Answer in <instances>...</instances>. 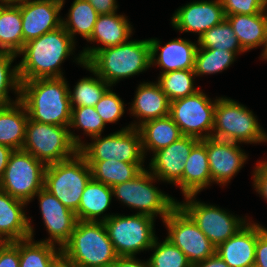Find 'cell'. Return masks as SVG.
I'll list each match as a JSON object with an SVG mask.
<instances>
[{"label": "cell", "instance_id": "obj_1", "mask_svg": "<svg viewBox=\"0 0 267 267\" xmlns=\"http://www.w3.org/2000/svg\"><path fill=\"white\" fill-rule=\"evenodd\" d=\"M64 77L42 78L20 83V102L29 119L40 123L70 126L72 108Z\"/></svg>", "mask_w": 267, "mask_h": 267}, {"label": "cell", "instance_id": "obj_2", "mask_svg": "<svg viewBox=\"0 0 267 267\" xmlns=\"http://www.w3.org/2000/svg\"><path fill=\"white\" fill-rule=\"evenodd\" d=\"M74 38L61 25L38 38L25 43L19 54H24L18 64L20 83L42 78L63 77L60 65L74 49Z\"/></svg>", "mask_w": 267, "mask_h": 267}, {"label": "cell", "instance_id": "obj_3", "mask_svg": "<svg viewBox=\"0 0 267 267\" xmlns=\"http://www.w3.org/2000/svg\"><path fill=\"white\" fill-rule=\"evenodd\" d=\"M61 256L81 267H111L118 258L103 221L78 220Z\"/></svg>", "mask_w": 267, "mask_h": 267}, {"label": "cell", "instance_id": "obj_4", "mask_svg": "<svg viewBox=\"0 0 267 267\" xmlns=\"http://www.w3.org/2000/svg\"><path fill=\"white\" fill-rule=\"evenodd\" d=\"M149 40L126 41L98 50L86 64L110 86L151 66Z\"/></svg>", "mask_w": 267, "mask_h": 267}, {"label": "cell", "instance_id": "obj_5", "mask_svg": "<svg viewBox=\"0 0 267 267\" xmlns=\"http://www.w3.org/2000/svg\"><path fill=\"white\" fill-rule=\"evenodd\" d=\"M67 127L28 119L22 149L46 165L67 160L83 144Z\"/></svg>", "mask_w": 267, "mask_h": 267}, {"label": "cell", "instance_id": "obj_6", "mask_svg": "<svg viewBox=\"0 0 267 267\" xmlns=\"http://www.w3.org/2000/svg\"><path fill=\"white\" fill-rule=\"evenodd\" d=\"M91 178V167L77 152L67 160L47 165L44 188L65 207L76 212L85 186Z\"/></svg>", "mask_w": 267, "mask_h": 267}, {"label": "cell", "instance_id": "obj_7", "mask_svg": "<svg viewBox=\"0 0 267 267\" xmlns=\"http://www.w3.org/2000/svg\"><path fill=\"white\" fill-rule=\"evenodd\" d=\"M213 138L231 142L258 143L267 141L252 111L232 99H216Z\"/></svg>", "mask_w": 267, "mask_h": 267}, {"label": "cell", "instance_id": "obj_8", "mask_svg": "<svg viewBox=\"0 0 267 267\" xmlns=\"http://www.w3.org/2000/svg\"><path fill=\"white\" fill-rule=\"evenodd\" d=\"M100 221H103L118 257H130L150 249L156 238L154 218L148 215H106Z\"/></svg>", "mask_w": 267, "mask_h": 267}, {"label": "cell", "instance_id": "obj_9", "mask_svg": "<svg viewBox=\"0 0 267 267\" xmlns=\"http://www.w3.org/2000/svg\"><path fill=\"white\" fill-rule=\"evenodd\" d=\"M46 167L29 152L14 150L0 180V189L28 203L44 187Z\"/></svg>", "mask_w": 267, "mask_h": 267}, {"label": "cell", "instance_id": "obj_10", "mask_svg": "<svg viewBox=\"0 0 267 267\" xmlns=\"http://www.w3.org/2000/svg\"><path fill=\"white\" fill-rule=\"evenodd\" d=\"M155 179L151 172L144 169L132 180L113 186V195L126 205L139 209L140 214L153 218L160 214L164 220L178 202L154 187L152 181Z\"/></svg>", "mask_w": 267, "mask_h": 267}, {"label": "cell", "instance_id": "obj_11", "mask_svg": "<svg viewBox=\"0 0 267 267\" xmlns=\"http://www.w3.org/2000/svg\"><path fill=\"white\" fill-rule=\"evenodd\" d=\"M95 140L89 145L82 144L78 152L86 161L118 160L127 163H143L142 138L138 128L126 127L118 132Z\"/></svg>", "mask_w": 267, "mask_h": 267}, {"label": "cell", "instance_id": "obj_12", "mask_svg": "<svg viewBox=\"0 0 267 267\" xmlns=\"http://www.w3.org/2000/svg\"><path fill=\"white\" fill-rule=\"evenodd\" d=\"M215 107L216 100L214 103L211 102L198 90L191 96L171 101L169 116L177 124L182 135L202 140L212 136ZM203 131L208 132L202 135Z\"/></svg>", "mask_w": 267, "mask_h": 267}, {"label": "cell", "instance_id": "obj_13", "mask_svg": "<svg viewBox=\"0 0 267 267\" xmlns=\"http://www.w3.org/2000/svg\"><path fill=\"white\" fill-rule=\"evenodd\" d=\"M163 222L169 230L166 239L186 255L192 266L216 253V247L179 205Z\"/></svg>", "mask_w": 267, "mask_h": 267}, {"label": "cell", "instance_id": "obj_14", "mask_svg": "<svg viewBox=\"0 0 267 267\" xmlns=\"http://www.w3.org/2000/svg\"><path fill=\"white\" fill-rule=\"evenodd\" d=\"M195 196H186V203L178 202V205L192 218L216 248L247 225L242 218L230 215L219 207L193 200Z\"/></svg>", "mask_w": 267, "mask_h": 267}, {"label": "cell", "instance_id": "obj_15", "mask_svg": "<svg viewBox=\"0 0 267 267\" xmlns=\"http://www.w3.org/2000/svg\"><path fill=\"white\" fill-rule=\"evenodd\" d=\"M17 5L20 7L25 43L62 25L59 12L64 0H22Z\"/></svg>", "mask_w": 267, "mask_h": 267}, {"label": "cell", "instance_id": "obj_16", "mask_svg": "<svg viewBox=\"0 0 267 267\" xmlns=\"http://www.w3.org/2000/svg\"><path fill=\"white\" fill-rule=\"evenodd\" d=\"M200 140L183 135L169 146L156 152L150 163L152 174L158 180H164L179 185L182 190V175L192 148Z\"/></svg>", "mask_w": 267, "mask_h": 267}, {"label": "cell", "instance_id": "obj_17", "mask_svg": "<svg viewBox=\"0 0 267 267\" xmlns=\"http://www.w3.org/2000/svg\"><path fill=\"white\" fill-rule=\"evenodd\" d=\"M226 18L221 0L197 1L179 8L172 19V26L181 32H195L199 37Z\"/></svg>", "mask_w": 267, "mask_h": 267}, {"label": "cell", "instance_id": "obj_18", "mask_svg": "<svg viewBox=\"0 0 267 267\" xmlns=\"http://www.w3.org/2000/svg\"><path fill=\"white\" fill-rule=\"evenodd\" d=\"M35 195L39 198L42 218L51 237L46 242L52 244L57 242L60 248H62L70 239L71 233L78 221L75 212L65 207L44 187Z\"/></svg>", "mask_w": 267, "mask_h": 267}, {"label": "cell", "instance_id": "obj_19", "mask_svg": "<svg viewBox=\"0 0 267 267\" xmlns=\"http://www.w3.org/2000/svg\"><path fill=\"white\" fill-rule=\"evenodd\" d=\"M206 152L212 182L224 184L240 170L247 155L237 146V142L206 138Z\"/></svg>", "mask_w": 267, "mask_h": 267}, {"label": "cell", "instance_id": "obj_20", "mask_svg": "<svg viewBox=\"0 0 267 267\" xmlns=\"http://www.w3.org/2000/svg\"><path fill=\"white\" fill-rule=\"evenodd\" d=\"M131 29V25L123 15H117L116 12L99 14L91 37L87 41L99 42L104 46L85 48L77 58V62L85 64L98 50L126 42L132 33Z\"/></svg>", "mask_w": 267, "mask_h": 267}, {"label": "cell", "instance_id": "obj_21", "mask_svg": "<svg viewBox=\"0 0 267 267\" xmlns=\"http://www.w3.org/2000/svg\"><path fill=\"white\" fill-rule=\"evenodd\" d=\"M26 204L25 201L12 197L0 189L1 242H15L33 237V228L22 208Z\"/></svg>", "mask_w": 267, "mask_h": 267}, {"label": "cell", "instance_id": "obj_22", "mask_svg": "<svg viewBox=\"0 0 267 267\" xmlns=\"http://www.w3.org/2000/svg\"><path fill=\"white\" fill-rule=\"evenodd\" d=\"M257 242V224L245 225L235 235L216 248V254L229 267H254Z\"/></svg>", "mask_w": 267, "mask_h": 267}, {"label": "cell", "instance_id": "obj_23", "mask_svg": "<svg viewBox=\"0 0 267 267\" xmlns=\"http://www.w3.org/2000/svg\"><path fill=\"white\" fill-rule=\"evenodd\" d=\"M151 48V65L154 63L162 67L163 72L175 70H194L197 45L184 39H175L168 42L161 48V52L156 59L160 43L156 39H149ZM156 61V62H155Z\"/></svg>", "mask_w": 267, "mask_h": 267}, {"label": "cell", "instance_id": "obj_24", "mask_svg": "<svg viewBox=\"0 0 267 267\" xmlns=\"http://www.w3.org/2000/svg\"><path fill=\"white\" fill-rule=\"evenodd\" d=\"M169 109L170 101L158 83H142L137 88L131 107V114L142 118V121L138 126L134 124L130 126L138 128L148 120L168 116Z\"/></svg>", "mask_w": 267, "mask_h": 267}, {"label": "cell", "instance_id": "obj_25", "mask_svg": "<svg viewBox=\"0 0 267 267\" xmlns=\"http://www.w3.org/2000/svg\"><path fill=\"white\" fill-rule=\"evenodd\" d=\"M212 182L206 152V139L200 140L186 160L182 175V192L184 197L196 195Z\"/></svg>", "mask_w": 267, "mask_h": 267}, {"label": "cell", "instance_id": "obj_26", "mask_svg": "<svg viewBox=\"0 0 267 267\" xmlns=\"http://www.w3.org/2000/svg\"><path fill=\"white\" fill-rule=\"evenodd\" d=\"M26 113V108L20 101L8 106H0V144L13 150L22 149L29 119Z\"/></svg>", "mask_w": 267, "mask_h": 267}, {"label": "cell", "instance_id": "obj_27", "mask_svg": "<svg viewBox=\"0 0 267 267\" xmlns=\"http://www.w3.org/2000/svg\"><path fill=\"white\" fill-rule=\"evenodd\" d=\"M226 19L245 51L266 44L267 13L265 11L254 15H229Z\"/></svg>", "mask_w": 267, "mask_h": 267}, {"label": "cell", "instance_id": "obj_28", "mask_svg": "<svg viewBox=\"0 0 267 267\" xmlns=\"http://www.w3.org/2000/svg\"><path fill=\"white\" fill-rule=\"evenodd\" d=\"M138 129L141 133L144 154L145 149L152 150L154 153L183 136L179 127L169 115L148 120L141 124Z\"/></svg>", "mask_w": 267, "mask_h": 267}, {"label": "cell", "instance_id": "obj_29", "mask_svg": "<svg viewBox=\"0 0 267 267\" xmlns=\"http://www.w3.org/2000/svg\"><path fill=\"white\" fill-rule=\"evenodd\" d=\"M112 196L113 190L110 186L91 178L85 186L78 210L75 212L77 219L80 221H100L96 217L108 209Z\"/></svg>", "mask_w": 267, "mask_h": 267}, {"label": "cell", "instance_id": "obj_30", "mask_svg": "<svg viewBox=\"0 0 267 267\" xmlns=\"http://www.w3.org/2000/svg\"><path fill=\"white\" fill-rule=\"evenodd\" d=\"M91 167L92 178L111 188L135 178L145 168L143 163H127L118 160L86 161Z\"/></svg>", "mask_w": 267, "mask_h": 267}, {"label": "cell", "instance_id": "obj_31", "mask_svg": "<svg viewBox=\"0 0 267 267\" xmlns=\"http://www.w3.org/2000/svg\"><path fill=\"white\" fill-rule=\"evenodd\" d=\"M24 45L20 7L6 4L0 11V51L17 55Z\"/></svg>", "mask_w": 267, "mask_h": 267}, {"label": "cell", "instance_id": "obj_32", "mask_svg": "<svg viewBox=\"0 0 267 267\" xmlns=\"http://www.w3.org/2000/svg\"><path fill=\"white\" fill-rule=\"evenodd\" d=\"M32 239L19 240L20 267H52L61 257V248L57 251L52 243Z\"/></svg>", "mask_w": 267, "mask_h": 267}, {"label": "cell", "instance_id": "obj_33", "mask_svg": "<svg viewBox=\"0 0 267 267\" xmlns=\"http://www.w3.org/2000/svg\"><path fill=\"white\" fill-rule=\"evenodd\" d=\"M98 12L86 0H74L62 26L73 38L76 33L88 40L98 19Z\"/></svg>", "mask_w": 267, "mask_h": 267}, {"label": "cell", "instance_id": "obj_34", "mask_svg": "<svg viewBox=\"0 0 267 267\" xmlns=\"http://www.w3.org/2000/svg\"><path fill=\"white\" fill-rule=\"evenodd\" d=\"M198 45L199 48L228 50L235 54L245 52L226 18L198 37Z\"/></svg>", "mask_w": 267, "mask_h": 267}, {"label": "cell", "instance_id": "obj_35", "mask_svg": "<svg viewBox=\"0 0 267 267\" xmlns=\"http://www.w3.org/2000/svg\"><path fill=\"white\" fill-rule=\"evenodd\" d=\"M85 68L93 72L96 78H83L75 86L73 92L69 91L71 107H94L110 86L103 78L99 77L86 63ZM73 93V94H72ZM76 104V105H74Z\"/></svg>", "mask_w": 267, "mask_h": 267}, {"label": "cell", "instance_id": "obj_36", "mask_svg": "<svg viewBox=\"0 0 267 267\" xmlns=\"http://www.w3.org/2000/svg\"><path fill=\"white\" fill-rule=\"evenodd\" d=\"M194 70H175L162 73L158 79L161 90L168 97L169 101L191 96L199 89L194 88Z\"/></svg>", "mask_w": 267, "mask_h": 267}, {"label": "cell", "instance_id": "obj_37", "mask_svg": "<svg viewBox=\"0 0 267 267\" xmlns=\"http://www.w3.org/2000/svg\"><path fill=\"white\" fill-rule=\"evenodd\" d=\"M236 54L228 50L198 48L195 56V76L222 72L235 60Z\"/></svg>", "mask_w": 267, "mask_h": 267}, {"label": "cell", "instance_id": "obj_38", "mask_svg": "<svg viewBox=\"0 0 267 267\" xmlns=\"http://www.w3.org/2000/svg\"><path fill=\"white\" fill-rule=\"evenodd\" d=\"M153 248L155 252L148 260L150 267H193L186 255L168 239L158 243L155 238L150 249Z\"/></svg>", "mask_w": 267, "mask_h": 267}, {"label": "cell", "instance_id": "obj_39", "mask_svg": "<svg viewBox=\"0 0 267 267\" xmlns=\"http://www.w3.org/2000/svg\"><path fill=\"white\" fill-rule=\"evenodd\" d=\"M17 55L0 51V106H8L20 100L18 95L15 102H11L8 96V88L15 89L20 94V80L18 75V65L10 70L11 63Z\"/></svg>", "mask_w": 267, "mask_h": 267}, {"label": "cell", "instance_id": "obj_40", "mask_svg": "<svg viewBox=\"0 0 267 267\" xmlns=\"http://www.w3.org/2000/svg\"><path fill=\"white\" fill-rule=\"evenodd\" d=\"M70 127L82 128L91 137L100 135L106 125L92 106L71 107Z\"/></svg>", "mask_w": 267, "mask_h": 267}, {"label": "cell", "instance_id": "obj_41", "mask_svg": "<svg viewBox=\"0 0 267 267\" xmlns=\"http://www.w3.org/2000/svg\"><path fill=\"white\" fill-rule=\"evenodd\" d=\"M104 123L118 121L124 113V102L110 88L94 106Z\"/></svg>", "mask_w": 267, "mask_h": 267}, {"label": "cell", "instance_id": "obj_42", "mask_svg": "<svg viewBox=\"0 0 267 267\" xmlns=\"http://www.w3.org/2000/svg\"><path fill=\"white\" fill-rule=\"evenodd\" d=\"M225 16L234 14L254 15L266 11L262 0H221Z\"/></svg>", "mask_w": 267, "mask_h": 267}, {"label": "cell", "instance_id": "obj_43", "mask_svg": "<svg viewBox=\"0 0 267 267\" xmlns=\"http://www.w3.org/2000/svg\"><path fill=\"white\" fill-rule=\"evenodd\" d=\"M0 267H20L19 240L0 247Z\"/></svg>", "mask_w": 267, "mask_h": 267}, {"label": "cell", "instance_id": "obj_44", "mask_svg": "<svg viewBox=\"0 0 267 267\" xmlns=\"http://www.w3.org/2000/svg\"><path fill=\"white\" fill-rule=\"evenodd\" d=\"M254 267H267V229L257 225V242Z\"/></svg>", "mask_w": 267, "mask_h": 267}, {"label": "cell", "instance_id": "obj_45", "mask_svg": "<svg viewBox=\"0 0 267 267\" xmlns=\"http://www.w3.org/2000/svg\"><path fill=\"white\" fill-rule=\"evenodd\" d=\"M254 187L267 200V162L257 164L254 171Z\"/></svg>", "mask_w": 267, "mask_h": 267}, {"label": "cell", "instance_id": "obj_46", "mask_svg": "<svg viewBox=\"0 0 267 267\" xmlns=\"http://www.w3.org/2000/svg\"><path fill=\"white\" fill-rule=\"evenodd\" d=\"M98 12V14H111L116 12V0H86Z\"/></svg>", "mask_w": 267, "mask_h": 267}, {"label": "cell", "instance_id": "obj_47", "mask_svg": "<svg viewBox=\"0 0 267 267\" xmlns=\"http://www.w3.org/2000/svg\"><path fill=\"white\" fill-rule=\"evenodd\" d=\"M111 267H150L149 261L140 262L135 259V256L118 257Z\"/></svg>", "mask_w": 267, "mask_h": 267}, {"label": "cell", "instance_id": "obj_48", "mask_svg": "<svg viewBox=\"0 0 267 267\" xmlns=\"http://www.w3.org/2000/svg\"><path fill=\"white\" fill-rule=\"evenodd\" d=\"M193 267H229L216 253L203 261L197 262Z\"/></svg>", "mask_w": 267, "mask_h": 267}, {"label": "cell", "instance_id": "obj_49", "mask_svg": "<svg viewBox=\"0 0 267 267\" xmlns=\"http://www.w3.org/2000/svg\"><path fill=\"white\" fill-rule=\"evenodd\" d=\"M13 151L14 150L12 148L0 144V180L4 175L5 168Z\"/></svg>", "mask_w": 267, "mask_h": 267}, {"label": "cell", "instance_id": "obj_50", "mask_svg": "<svg viewBox=\"0 0 267 267\" xmlns=\"http://www.w3.org/2000/svg\"><path fill=\"white\" fill-rule=\"evenodd\" d=\"M52 267H69V262L61 256Z\"/></svg>", "mask_w": 267, "mask_h": 267}, {"label": "cell", "instance_id": "obj_51", "mask_svg": "<svg viewBox=\"0 0 267 267\" xmlns=\"http://www.w3.org/2000/svg\"><path fill=\"white\" fill-rule=\"evenodd\" d=\"M4 2L6 4H17L19 2H21L22 0H0V2Z\"/></svg>", "mask_w": 267, "mask_h": 267}, {"label": "cell", "instance_id": "obj_52", "mask_svg": "<svg viewBox=\"0 0 267 267\" xmlns=\"http://www.w3.org/2000/svg\"><path fill=\"white\" fill-rule=\"evenodd\" d=\"M264 47L265 48H264V52H263L262 56H263V58L267 59V40H266V44Z\"/></svg>", "mask_w": 267, "mask_h": 267}, {"label": "cell", "instance_id": "obj_53", "mask_svg": "<svg viewBox=\"0 0 267 267\" xmlns=\"http://www.w3.org/2000/svg\"><path fill=\"white\" fill-rule=\"evenodd\" d=\"M6 5V3L2 2L0 3V11L2 10V8Z\"/></svg>", "mask_w": 267, "mask_h": 267}, {"label": "cell", "instance_id": "obj_54", "mask_svg": "<svg viewBox=\"0 0 267 267\" xmlns=\"http://www.w3.org/2000/svg\"><path fill=\"white\" fill-rule=\"evenodd\" d=\"M69 267H81V266H78V265H75L69 262Z\"/></svg>", "mask_w": 267, "mask_h": 267}, {"label": "cell", "instance_id": "obj_55", "mask_svg": "<svg viewBox=\"0 0 267 267\" xmlns=\"http://www.w3.org/2000/svg\"><path fill=\"white\" fill-rule=\"evenodd\" d=\"M262 1L267 6V0H262Z\"/></svg>", "mask_w": 267, "mask_h": 267}, {"label": "cell", "instance_id": "obj_56", "mask_svg": "<svg viewBox=\"0 0 267 267\" xmlns=\"http://www.w3.org/2000/svg\"><path fill=\"white\" fill-rule=\"evenodd\" d=\"M4 243H5V242H1V241H0V247H1Z\"/></svg>", "mask_w": 267, "mask_h": 267}]
</instances>
